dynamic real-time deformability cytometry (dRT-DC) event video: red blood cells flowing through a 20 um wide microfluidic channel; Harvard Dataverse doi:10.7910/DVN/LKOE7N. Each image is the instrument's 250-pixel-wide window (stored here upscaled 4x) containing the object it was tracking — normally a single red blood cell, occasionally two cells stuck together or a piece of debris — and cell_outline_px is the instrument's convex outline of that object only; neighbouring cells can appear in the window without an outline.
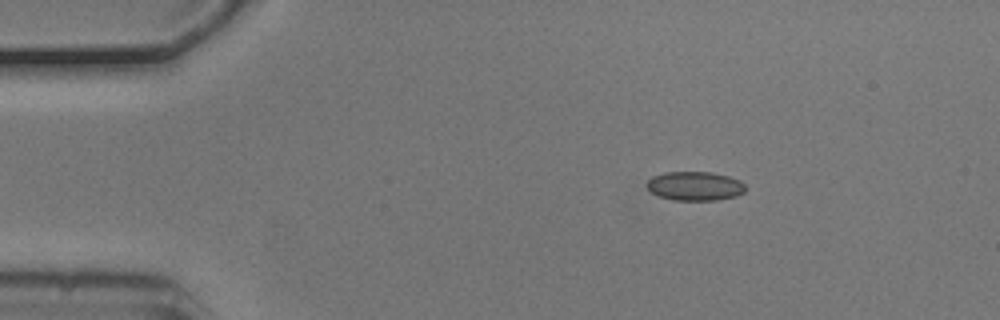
{"species": "common noctule bat (a hibernating species)", "species_latin": "Nyctalus noctula", "temperature_condition": "cold", "stored_images_in_passage": 4, "camera_frame_rate_fps": 3000, "um_per_image_px": 0.085, "animal": {"sex": "male", "body_mass_g": 20.5, "forearm_length_mm": 52.5}, "frame": {"image": 1, "passage_image": 2, "time_ms": 0.333, "image_size_px": [1000, 320], "cell_outline_px": [[744, 192], [736, 196], [716, 200], [672, 200], [660, 196], [652, 192], [644, 184], [652, 176], [664, 172], [712, 172], [728, 176], [740, 180], [744, 184]], "centroid_in_image_um": [59.05, 15.81], "position_along_channel_um": 26.0, "area_um2": 16.7}}